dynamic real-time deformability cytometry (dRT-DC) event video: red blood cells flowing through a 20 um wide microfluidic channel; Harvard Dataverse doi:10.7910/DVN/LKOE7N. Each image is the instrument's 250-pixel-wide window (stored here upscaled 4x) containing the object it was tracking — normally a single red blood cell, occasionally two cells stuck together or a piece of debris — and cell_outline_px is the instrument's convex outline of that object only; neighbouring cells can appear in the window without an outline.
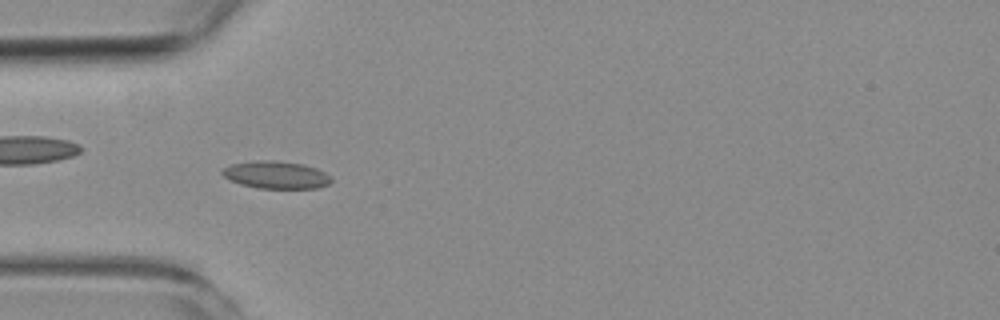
{"species": "common noctule bat (a hibernating species)", "species_latin": "Nyctalus noctula", "temperature_condition": "room temperature", "stored_images_in_passage": 3, "camera_frame_rate_fps": 3000, "um_per_image_px": 0.085, "animal": {"sex": "female", "body_mass_g": 19.3, "forearm_length_mm": 54.1}, "frame": {"image": 1, "passage_image": 3, "time_ms": 2.333, "image_size_px": [1000, 320], "cell_outline_px": [[332, 180], [328, 184], [320, 188], [256, 188], [240, 184], [228, 180], [220, 172], [224, 168], [232, 164], [256, 160], [272, 160], [304, 164], [316, 168], [332, 176]], "centroid_in_image_um": [23.47, 14.87], "position_along_channel_um": 61.5, "area_um2": 17.57}}